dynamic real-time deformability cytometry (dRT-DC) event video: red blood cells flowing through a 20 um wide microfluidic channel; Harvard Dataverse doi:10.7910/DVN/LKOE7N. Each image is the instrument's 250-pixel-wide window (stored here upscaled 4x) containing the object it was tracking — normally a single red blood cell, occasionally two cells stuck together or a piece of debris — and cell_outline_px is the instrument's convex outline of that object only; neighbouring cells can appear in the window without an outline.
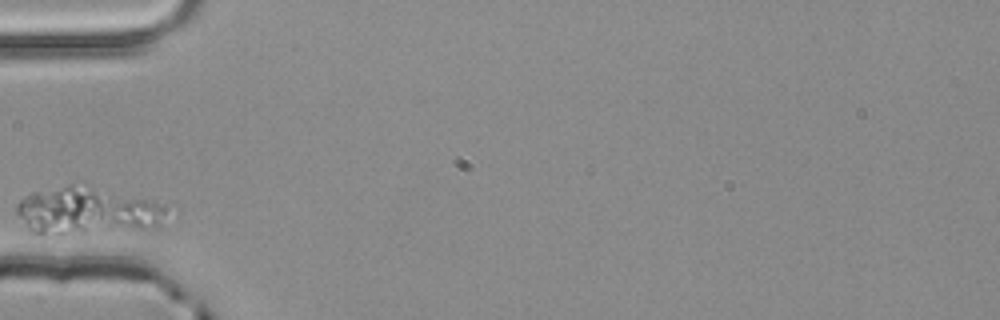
{"species": "common noctule bat (a hibernating species)", "species_latin": "Nyctalus noctula", "temperature_condition": "room temperature", "stored_images_in_passage": 2, "camera_frame_rate_fps": 3000, "um_per_image_px": 0.085, "animal": {"sex": "male", "body_mass_g": 20.4}, "frame": {"image": 1, "passage_image": 1, "time_ms": 0.0, "image_size_px": [1000, 320], "cell_outline_px": [[168, 212], [160, 224], [156, 228], [64, 232], [32, 232], [28, 228], [16, 212], [16, 204], [20, 200], [32, 192], [68, 184], [72, 184], [152, 200], [164, 204]], "centroid_in_image_um": [7.42, 17.89], "position_along_channel_um": 77.6, "area_um2": 39.82}}